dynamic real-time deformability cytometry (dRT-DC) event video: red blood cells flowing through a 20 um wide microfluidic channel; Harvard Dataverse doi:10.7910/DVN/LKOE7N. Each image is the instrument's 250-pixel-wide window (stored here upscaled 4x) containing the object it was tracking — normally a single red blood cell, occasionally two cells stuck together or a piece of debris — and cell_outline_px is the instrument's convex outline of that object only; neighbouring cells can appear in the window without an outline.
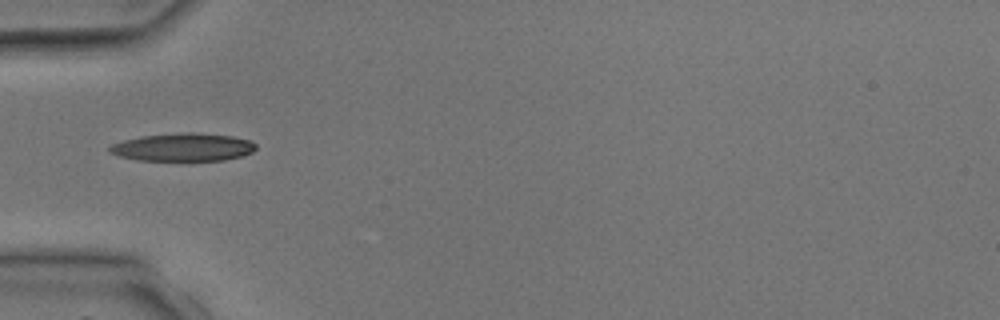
{"species": "common noctule bat (a hibernating species)", "species_latin": "Nyctalus noctula", "temperature_condition": "room temperature", "stored_images_in_passage": 1, "camera_frame_rate_fps": 3000, "um_per_image_px": 0.085, "animal": {"sex": "male", "body_mass_g": 17.9, "forearm_length_mm": 54.2}, "frame": {"image": 1, "passage_image": 1, "time_ms": 0.0, "image_size_px": [1000, 320], "cell_outline_px": [[256, 148], [252, 152], [240, 156], [224, 160], [136, 160], [120, 156], [108, 152], [108, 148], [112, 144], [124, 140], [140, 136], [188, 132], [192, 132], [232, 136], [248, 140], [256, 144]], "centroid_in_image_um": [15.53, 12.51], "position_along_channel_um": 69.5, "area_um2": 23.64}}